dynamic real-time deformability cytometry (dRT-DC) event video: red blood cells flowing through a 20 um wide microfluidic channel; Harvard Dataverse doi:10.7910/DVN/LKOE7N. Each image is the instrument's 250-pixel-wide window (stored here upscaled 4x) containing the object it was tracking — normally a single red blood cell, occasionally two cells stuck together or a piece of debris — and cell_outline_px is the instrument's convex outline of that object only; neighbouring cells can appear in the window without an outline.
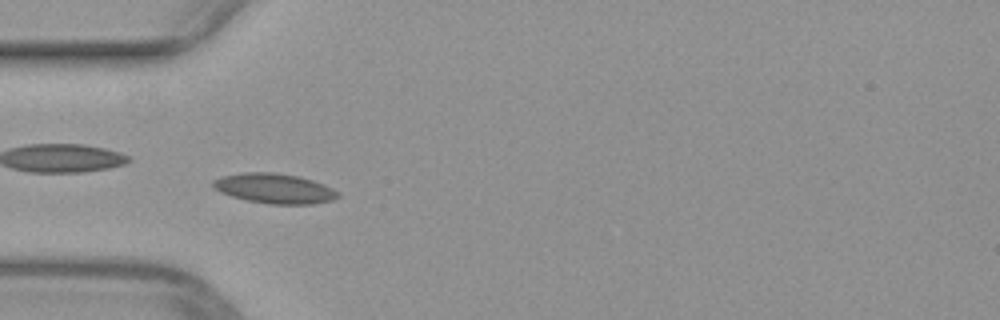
{"species": "common noctule bat (a hibernating species)", "species_latin": "Nyctalus noctula", "temperature_condition": "warm", "stored_images_in_passage": 43, "camera_frame_rate_fps": 3000, "um_per_image_px": 0.085, "animal": {"sex": "female", "body_mass_g": 29.2, "forearm_length_mm": 56.3}, "frame": {"image": 1, "passage_image": 8, "time_ms": 2.333, "image_size_px": [1000, 320], "cell_outline_px": [[340, 196], [332, 200], [312, 204], [268, 204], [248, 200], [232, 196], [220, 192], [212, 188], [212, 180], [220, 176], [244, 172], [272, 172], [300, 176], [324, 184], [340, 192]], "centroid_in_image_um": [23.32, 16.01], "position_along_channel_um": 61.7, "area_um2": 21.96}}
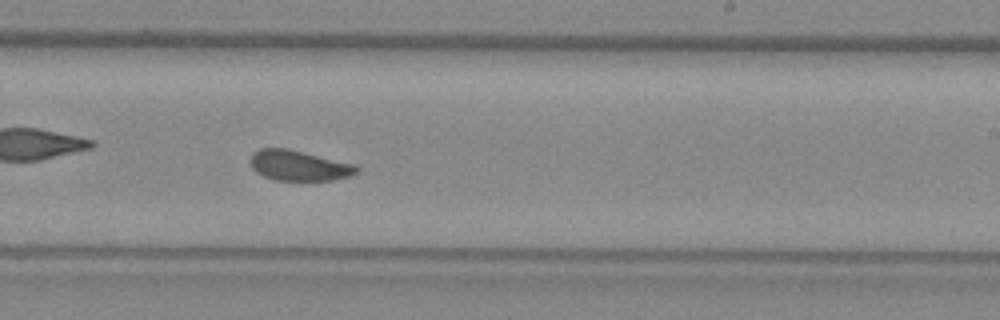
{"frame": {"image": 2, "passage_image": 23, "time_ms": 7.333, "image_size_px": [1000, 320], "cell_outline_px": [[360, 172], [352, 176], [332, 180], [276, 180], [264, 176], [256, 172], [252, 168], [248, 160], [252, 152], [260, 148], [288, 148], [356, 164], [360, 168]], "centroid_in_image_um": [25.42, 14.06], "position_along_channel_um": 263.6, "area_um2": 19.19}}
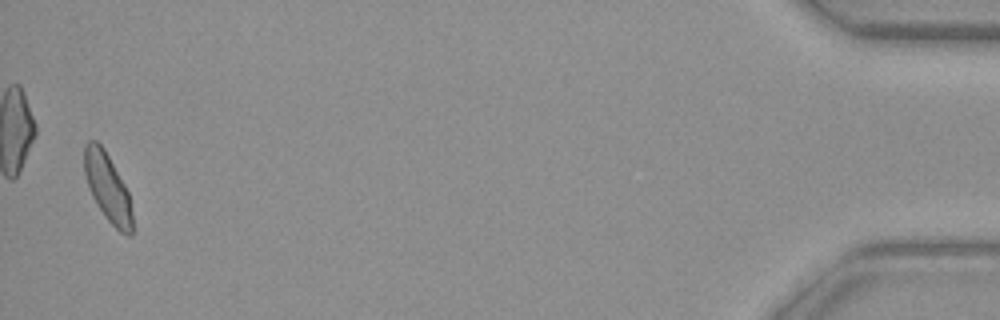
{"frame": {"image": 3, "passage_image": 42, "time_ms": 13.667, "image_size_px": [1000, 320], "cell_outline_px": [[132, 236], [128, 236], [120, 232], [104, 216], [92, 196], [88, 188], [84, 172], [84, 144], [88, 140], [96, 140], [104, 148], [124, 184], [128, 192], [132, 212]], "centroid_in_image_um": [9.13, 15.93], "position_along_channel_um": 426.1, "area_um2": 19.07}}